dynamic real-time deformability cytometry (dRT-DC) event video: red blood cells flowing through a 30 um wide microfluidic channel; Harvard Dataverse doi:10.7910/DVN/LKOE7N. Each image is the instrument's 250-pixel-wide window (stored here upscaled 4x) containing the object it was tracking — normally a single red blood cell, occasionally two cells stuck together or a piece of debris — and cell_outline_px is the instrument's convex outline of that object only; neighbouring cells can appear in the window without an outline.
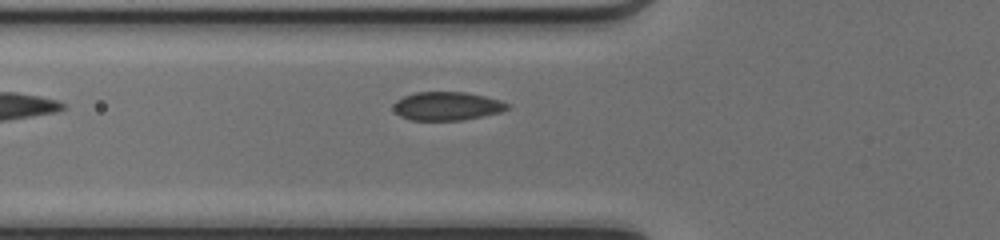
{"species": "common noctule bat (a hibernating species)", "species_latin": "Nyctalus noctula", "temperature_condition": "cold", "stored_images_in_passage": 20, "camera_frame_rate_fps": 3000, "um_per_image_px": 0.085, "animal": {"sex": "female", "body_mass_g": 17.0, "forearm_length_mm": 48.0}, "frame": {"image": 1, "passage_image": 2, "time_ms": 0.333, "image_size_px": [1000, 240], "cell_outline_px": [[512, 104], [508, 108], [500, 112], [464, 120], [408, 120], [400, 116], [392, 108], [392, 104], [396, 100], [404, 96], [416, 92], [464, 92], [484, 96], [500, 100]], "centroid_in_image_um": [37.98, 9.02], "position_along_channel_um": 87.8, "area_um2": 19.02}}
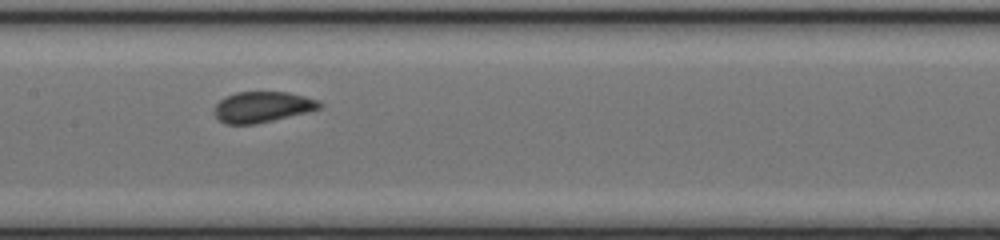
{"frame": {"image": 2, "passage_image": 9, "time_ms": 2.667, "image_size_px": [1000, 240], "cell_outline_px": [[324, 104], [320, 108], [308, 112], [256, 124], [224, 124], [212, 112], [212, 108], [224, 96], [236, 92], [288, 92], [320, 100]], "centroid_in_image_um": [22.29, 9.09], "position_along_channel_um": 185.1, "area_um2": 19.13}}
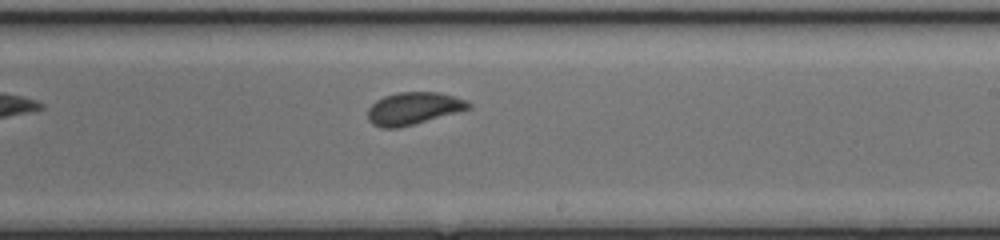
{"frame": {"image": 3, "passage_image": 14, "time_ms": 4.333, "image_size_px": [1000, 240], "cell_outline_px": [[472, 108], [412, 124], [396, 128], [380, 128], [372, 124], [368, 120], [368, 108], [376, 100], [384, 96], [396, 92], [440, 92], [464, 100], [472, 104]], "centroid_in_image_um": [35.11, 9.21], "position_along_channel_um": 253.9, "area_um2": 18.84}}